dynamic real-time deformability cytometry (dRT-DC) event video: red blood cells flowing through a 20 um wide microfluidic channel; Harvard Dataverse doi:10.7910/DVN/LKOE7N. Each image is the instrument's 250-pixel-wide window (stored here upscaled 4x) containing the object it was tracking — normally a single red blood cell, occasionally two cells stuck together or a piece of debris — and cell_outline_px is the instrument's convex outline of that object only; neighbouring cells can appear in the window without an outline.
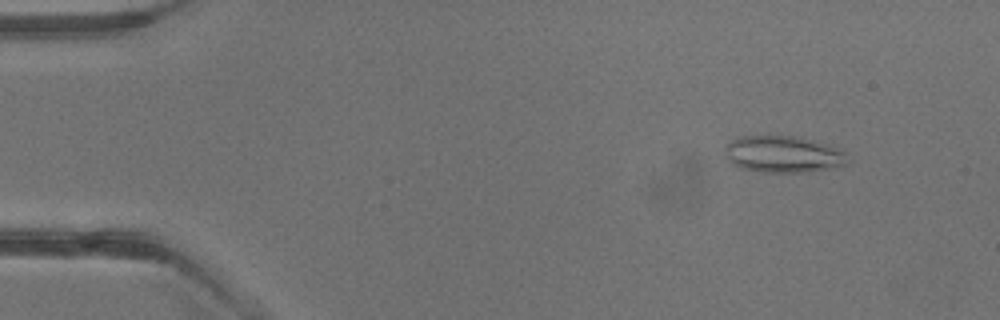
{"species": "common noctule bat (a hibernating species)", "species_latin": "Nyctalus noctula", "temperature_condition": "warm", "stored_images_in_passage": 2, "camera_frame_rate_fps": 3000, "um_per_image_px": 0.085, "animal": {"sex": "male", "body_mass_g": 13.3}, "frame": {"image": 1, "passage_image": 1, "time_ms": 0.0, "image_size_px": [1000, 320], "cell_outline_px": [[848, 164], [828, 168], [804, 172], [760, 172], [740, 168], [732, 164], [724, 156], [724, 148], [732, 140], [744, 136], [792, 136], [840, 148], [844, 152]], "centroid_in_image_um": [66.51, 13.12], "position_along_channel_um": 18.5, "area_um2": 25.95}}